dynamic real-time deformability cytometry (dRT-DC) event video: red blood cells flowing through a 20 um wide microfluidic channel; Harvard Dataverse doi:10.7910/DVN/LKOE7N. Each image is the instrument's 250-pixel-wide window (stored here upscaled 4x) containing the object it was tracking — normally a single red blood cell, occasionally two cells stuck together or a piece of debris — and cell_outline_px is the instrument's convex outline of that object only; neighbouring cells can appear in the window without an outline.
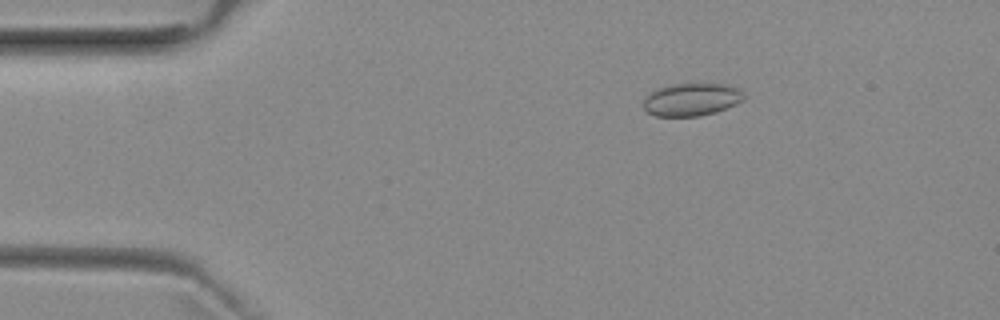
{"species": "common noctule bat (a hibernating species)", "species_latin": "Nyctalus noctula", "temperature_condition": "room temperature", "stored_images_in_passage": 44, "camera_frame_rate_fps": 3000, "um_per_image_px": 0.085, "animal": {"sex": "female", "body_mass_g": 29.2, "forearm_length_mm": 56.3}, "frame": {"image": 1, "passage_image": 1, "time_ms": 0.0, "image_size_px": [1000, 320], "cell_outline_px": [[744, 100], [736, 104], [716, 112], [700, 116], [656, 116], [648, 112], [644, 108], [644, 96], [656, 88], [672, 84], [728, 84], [736, 88], [744, 96]], "centroid_in_image_um": [58.75, 8.46], "position_along_channel_um": 26.3, "area_um2": 19.13}}
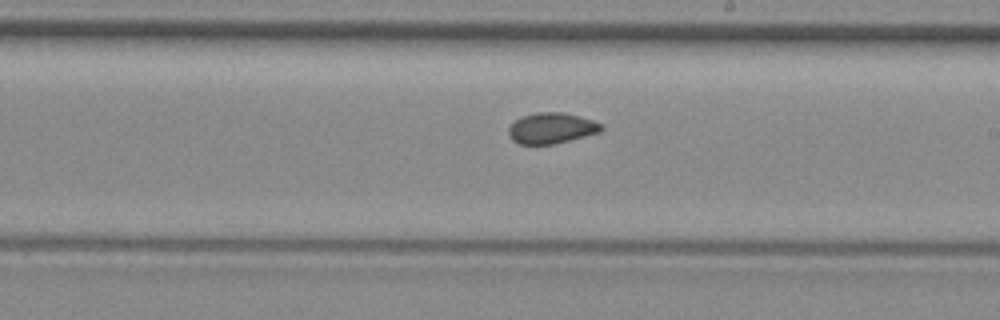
{"frame": {"image": 2, "passage_image": 22, "time_ms": 7.0, "image_size_px": [1000, 320], "cell_outline_px": [[604, 128], [600, 132], [552, 144], [520, 144], [512, 140], [508, 132], [508, 128], [520, 116], [536, 112], [560, 112], [592, 120], [604, 124]], "centroid_in_image_um": [46.86, 10.89], "position_along_channel_um": 242.1, "area_um2": 16.47}}
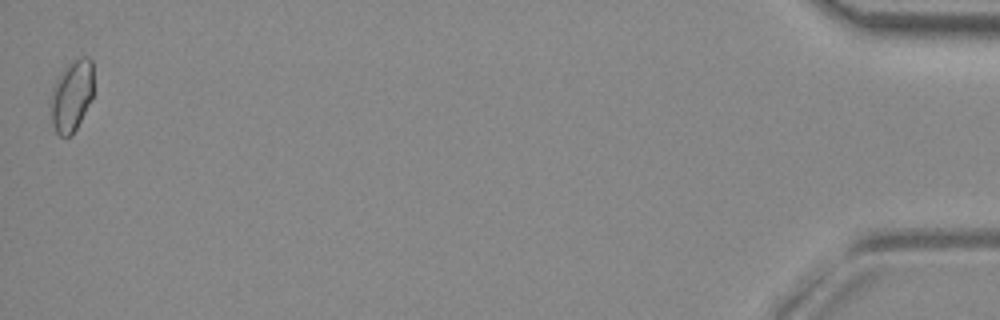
{"frame": {"image": 3, "passage_image": 44, "time_ms": 14.333, "image_size_px": [1000, 320], "cell_outline_px": [[92, 100], [76, 128], [68, 136], [60, 136], [56, 132], [52, 124], [48, 104], [52, 88], [60, 72], [68, 64], [80, 56], [88, 56], [92, 60]], "centroid_in_image_um": [6.06, 8.13], "position_along_channel_um": 429.1, "area_um2": 18.09}, "authors_computed_cell_mechanics": {"area_um2": 16.7042, "velocity_mm_per_s": 3.9648, "shape_relaxation_time_tau1_ms": null, "shape_relaxation_time_tau2_ms": 1.7998, "deformation_change_tau1": null, "deformation_change_tau2": 0.061}}